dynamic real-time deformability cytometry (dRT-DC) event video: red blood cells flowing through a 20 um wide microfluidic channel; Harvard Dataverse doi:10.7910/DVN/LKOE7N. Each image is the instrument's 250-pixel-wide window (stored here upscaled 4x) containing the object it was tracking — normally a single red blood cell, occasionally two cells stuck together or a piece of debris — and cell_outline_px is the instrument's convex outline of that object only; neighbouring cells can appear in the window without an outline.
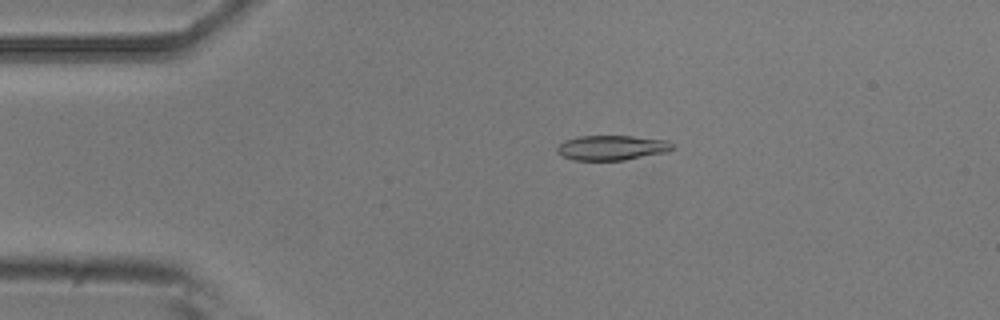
{"species": "common noctule bat (a hibernating species)", "species_latin": "Nyctalus noctula", "temperature_condition": "room temperature", "stored_images_in_passage": 5, "camera_frame_rate_fps": 3000, "um_per_image_px": 0.085, "animal": {"sex": "male", "body_mass_g": 20.5, "forearm_length_mm": 52.5}, "frame": {"image": 1, "passage_image": 3, "time_ms": 2.333, "image_size_px": [1000, 320], "cell_outline_px": [[676, 148], [668, 152], [624, 160], [572, 160], [556, 152], [556, 148], [564, 140], [580, 136], [632, 136], [668, 140]], "centroid_in_image_um": [52.03, 12.55], "position_along_channel_um": 33.0, "area_um2": 16.82}}